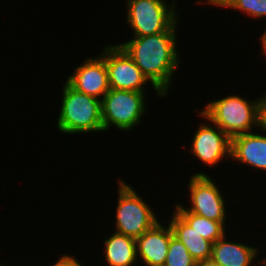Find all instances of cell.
Masks as SVG:
<instances>
[{"label":"cell","mask_w":266,"mask_h":266,"mask_svg":"<svg viewBox=\"0 0 266 266\" xmlns=\"http://www.w3.org/2000/svg\"><path fill=\"white\" fill-rule=\"evenodd\" d=\"M176 32L133 37L118 45L147 77L157 96H168L181 58Z\"/></svg>","instance_id":"1"},{"label":"cell","mask_w":266,"mask_h":266,"mask_svg":"<svg viewBox=\"0 0 266 266\" xmlns=\"http://www.w3.org/2000/svg\"><path fill=\"white\" fill-rule=\"evenodd\" d=\"M200 112L230 138L260 129V96L251 101L231 94L208 101Z\"/></svg>","instance_id":"2"},{"label":"cell","mask_w":266,"mask_h":266,"mask_svg":"<svg viewBox=\"0 0 266 266\" xmlns=\"http://www.w3.org/2000/svg\"><path fill=\"white\" fill-rule=\"evenodd\" d=\"M62 87L57 128L64 134L104 132L101 100L72 88L66 81Z\"/></svg>","instance_id":"3"},{"label":"cell","mask_w":266,"mask_h":266,"mask_svg":"<svg viewBox=\"0 0 266 266\" xmlns=\"http://www.w3.org/2000/svg\"><path fill=\"white\" fill-rule=\"evenodd\" d=\"M128 27L134 37L154 35L163 32H179L177 2L167 0H125Z\"/></svg>","instance_id":"4"},{"label":"cell","mask_w":266,"mask_h":266,"mask_svg":"<svg viewBox=\"0 0 266 266\" xmlns=\"http://www.w3.org/2000/svg\"><path fill=\"white\" fill-rule=\"evenodd\" d=\"M127 181L119 178L117 207L115 212V232L137 239L152 228L158 220L152 206Z\"/></svg>","instance_id":"5"},{"label":"cell","mask_w":266,"mask_h":266,"mask_svg":"<svg viewBox=\"0 0 266 266\" xmlns=\"http://www.w3.org/2000/svg\"><path fill=\"white\" fill-rule=\"evenodd\" d=\"M145 97V92L109 89L101 100L104 132L112 126L127 132L141 124L147 111Z\"/></svg>","instance_id":"6"},{"label":"cell","mask_w":266,"mask_h":266,"mask_svg":"<svg viewBox=\"0 0 266 266\" xmlns=\"http://www.w3.org/2000/svg\"><path fill=\"white\" fill-rule=\"evenodd\" d=\"M190 177L187 185L190 205L184 208L210 220L227 221L226 198L212 177L203 171Z\"/></svg>","instance_id":"7"},{"label":"cell","mask_w":266,"mask_h":266,"mask_svg":"<svg viewBox=\"0 0 266 266\" xmlns=\"http://www.w3.org/2000/svg\"><path fill=\"white\" fill-rule=\"evenodd\" d=\"M101 51L108 70L110 89L146 92V84L151 82L118 44L104 45Z\"/></svg>","instance_id":"8"},{"label":"cell","mask_w":266,"mask_h":266,"mask_svg":"<svg viewBox=\"0 0 266 266\" xmlns=\"http://www.w3.org/2000/svg\"><path fill=\"white\" fill-rule=\"evenodd\" d=\"M198 114L206 120L205 123H200L197 126L198 129L193 135L189 153L198 158L199 163L211 168L217 167L220 162L231 158V138L200 111Z\"/></svg>","instance_id":"9"},{"label":"cell","mask_w":266,"mask_h":266,"mask_svg":"<svg viewBox=\"0 0 266 266\" xmlns=\"http://www.w3.org/2000/svg\"><path fill=\"white\" fill-rule=\"evenodd\" d=\"M73 71L66 77V82L77 91L99 100L109 91L108 70L100 54L88 57Z\"/></svg>","instance_id":"10"},{"label":"cell","mask_w":266,"mask_h":266,"mask_svg":"<svg viewBox=\"0 0 266 266\" xmlns=\"http://www.w3.org/2000/svg\"><path fill=\"white\" fill-rule=\"evenodd\" d=\"M164 226L157 222L152 228L136 239L137 259L144 266L164 265L170 239L174 236L169 223ZM140 257V258H139Z\"/></svg>","instance_id":"11"},{"label":"cell","mask_w":266,"mask_h":266,"mask_svg":"<svg viewBox=\"0 0 266 266\" xmlns=\"http://www.w3.org/2000/svg\"><path fill=\"white\" fill-rule=\"evenodd\" d=\"M247 132L231 138V158L242 165L266 172V131ZM264 131V134H263Z\"/></svg>","instance_id":"12"},{"label":"cell","mask_w":266,"mask_h":266,"mask_svg":"<svg viewBox=\"0 0 266 266\" xmlns=\"http://www.w3.org/2000/svg\"><path fill=\"white\" fill-rule=\"evenodd\" d=\"M226 234L212 244L211 258L220 266H252L260 263V247L229 241ZM259 252V253H258ZM256 257L257 259L256 261ZM254 261V262H253Z\"/></svg>","instance_id":"13"},{"label":"cell","mask_w":266,"mask_h":266,"mask_svg":"<svg viewBox=\"0 0 266 266\" xmlns=\"http://www.w3.org/2000/svg\"><path fill=\"white\" fill-rule=\"evenodd\" d=\"M172 213L168 223L173 235L185 245L193 259L198 262L211 258L212 243L204 239L175 210Z\"/></svg>","instance_id":"14"},{"label":"cell","mask_w":266,"mask_h":266,"mask_svg":"<svg viewBox=\"0 0 266 266\" xmlns=\"http://www.w3.org/2000/svg\"><path fill=\"white\" fill-rule=\"evenodd\" d=\"M104 257L109 266H134L138 263L136 239L124 234L113 232L110 237L105 238Z\"/></svg>","instance_id":"15"},{"label":"cell","mask_w":266,"mask_h":266,"mask_svg":"<svg viewBox=\"0 0 266 266\" xmlns=\"http://www.w3.org/2000/svg\"><path fill=\"white\" fill-rule=\"evenodd\" d=\"M185 205L176 204L174 210L202 237L212 244L223 237L227 231L226 221H214L203 216L191 213L184 208Z\"/></svg>","instance_id":"16"},{"label":"cell","mask_w":266,"mask_h":266,"mask_svg":"<svg viewBox=\"0 0 266 266\" xmlns=\"http://www.w3.org/2000/svg\"><path fill=\"white\" fill-rule=\"evenodd\" d=\"M166 266H195L196 261L188 252L185 245L175 236L170 239L166 256Z\"/></svg>","instance_id":"17"},{"label":"cell","mask_w":266,"mask_h":266,"mask_svg":"<svg viewBox=\"0 0 266 266\" xmlns=\"http://www.w3.org/2000/svg\"><path fill=\"white\" fill-rule=\"evenodd\" d=\"M222 7L240 10L254 19L260 20L266 16V0H228Z\"/></svg>","instance_id":"18"},{"label":"cell","mask_w":266,"mask_h":266,"mask_svg":"<svg viewBox=\"0 0 266 266\" xmlns=\"http://www.w3.org/2000/svg\"><path fill=\"white\" fill-rule=\"evenodd\" d=\"M52 266H83V265L81 264V262L78 261L77 258H75V256L63 254L60 255L58 261H56Z\"/></svg>","instance_id":"19"},{"label":"cell","mask_w":266,"mask_h":266,"mask_svg":"<svg viewBox=\"0 0 266 266\" xmlns=\"http://www.w3.org/2000/svg\"><path fill=\"white\" fill-rule=\"evenodd\" d=\"M260 129L266 131V93L260 97Z\"/></svg>","instance_id":"20"},{"label":"cell","mask_w":266,"mask_h":266,"mask_svg":"<svg viewBox=\"0 0 266 266\" xmlns=\"http://www.w3.org/2000/svg\"><path fill=\"white\" fill-rule=\"evenodd\" d=\"M195 266H220L215 260L212 258L204 259L196 262Z\"/></svg>","instance_id":"21"},{"label":"cell","mask_w":266,"mask_h":266,"mask_svg":"<svg viewBox=\"0 0 266 266\" xmlns=\"http://www.w3.org/2000/svg\"><path fill=\"white\" fill-rule=\"evenodd\" d=\"M206 1V2H205ZM228 0H203V3L208 5L222 7Z\"/></svg>","instance_id":"22"},{"label":"cell","mask_w":266,"mask_h":266,"mask_svg":"<svg viewBox=\"0 0 266 266\" xmlns=\"http://www.w3.org/2000/svg\"><path fill=\"white\" fill-rule=\"evenodd\" d=\"M266 28V27H265ZM260 42H261V48H262V55L264 54L265 59H266V29L263 31V34L261 35V37L259 38Z\"/></svg>","instance_id":"23"},{"label":"cell","mask_w":266,"mask_h":266,"mask_svg":"<svg viewBox=\"0 0 266 266\" xmlns=\"http://www.w3.org/2000/svg\"><path fill=\"white\" fill-rule=\"evenodd\" d=\"M261 266H266V257L264 258H261L260 259V263H259Z\"/></svg>","instance_id":"24"}]
</instances>
